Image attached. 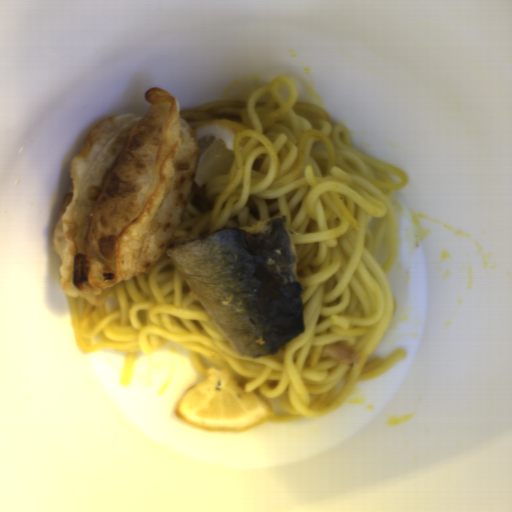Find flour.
<instances>
[{
  "instance_id": "flour-1",
  "label": "flour",
  "mask_w": 512,
  "mask_h": 512,
  "mask_svg": "<svg viewBox=\"0 0 512 512\" xmlns=\"http://www.w3.org/2000/svg\"><path fill=\"white\" fill-rule=\"evenodd\" d=\"M147 111L109 116L69 162L50 243L60 286L96 304L101 291L145 274L167 250L189 202L199 147L177 97L148 88Z\"/></svg>"
}]
</instances>
